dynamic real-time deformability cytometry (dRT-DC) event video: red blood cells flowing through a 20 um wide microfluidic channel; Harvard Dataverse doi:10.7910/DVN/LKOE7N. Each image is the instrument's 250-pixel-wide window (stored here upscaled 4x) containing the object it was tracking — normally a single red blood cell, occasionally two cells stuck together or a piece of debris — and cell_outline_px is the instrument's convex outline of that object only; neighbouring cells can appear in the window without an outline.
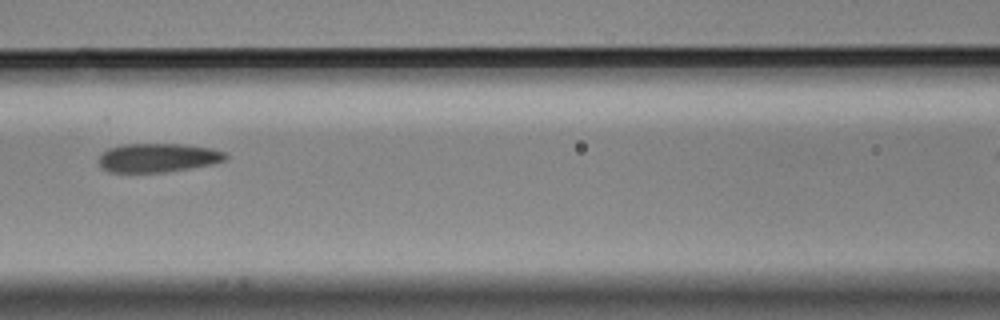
{"species": "Egyptian fruit bat (a non-hibernating species)", "species_latin": "Rousettus aegyptiacus", "temperature_condition": "cold", "stored_images_in_passage": 10, "segment_of_instrument_passage": [1, 2], "camera_frame_rate_fps": 3000, "um_per_image_px": 0.085, "animal": {"sex": "male"}, "frame": {"image": 1, "passage_image": 6, "time_ms": 1.667, "image_size_px": [1000, 320], "cell_outline_px": [[228, 160], [212, 164], [192, 168], [164, 172], [108, 172], [100, 168], [100, 156], [108, 148], [124, 144], [180, 144], [212, 148], [228, 152]], "centroid_in_image_um": [13.48, 13.41], "position_along_channel_um": 153.1, "area_um2": 21.5}}
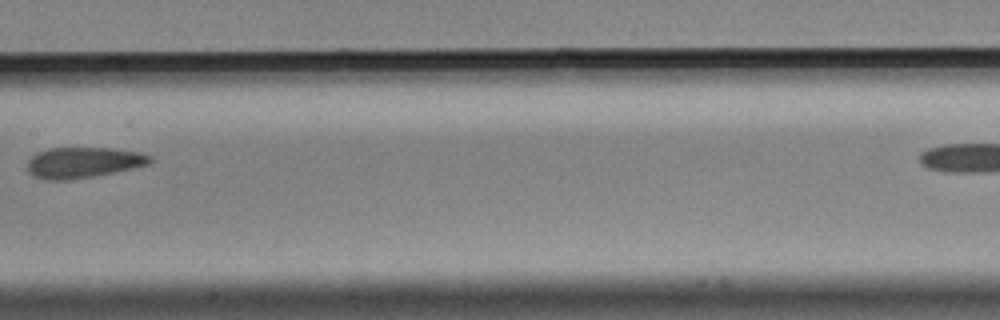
{"frame": {"image": 2, "passage_image": 7, "time_ms": 2.0, "image_size_px": [1000, 320], "cell_outline_px": [[152, 164], [92, 176], [68, 180], [44, 180], [32, 176], [28, 172], [28, 160], [36, 152], [48, 148], [108, 148], [140, 152], [152, 156]], "centroid_in_image_um": [7.05, 13.81], "position_along_channel_um": 200.3, "area_um2": 22.02}}
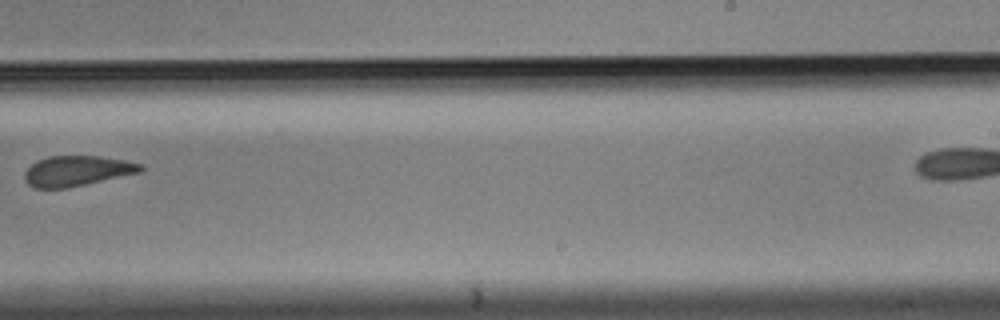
{"frame": {"image": 3, "passage_image": 9, "time_ms": 2.667, "image_size_px": [1000, 320], "cell_outline_px": [[144, 168], [140, 172], [68, 188], [36, 188], [28, 184], [24, 180], [24, 172], [36, 160], [48, 156], [100, 156], [124, 160], [140, 164]], "centroid_in_image_um": [6.5, 14.52], "position_along_channel_um": 282.5, "area_um2": 20.4}}